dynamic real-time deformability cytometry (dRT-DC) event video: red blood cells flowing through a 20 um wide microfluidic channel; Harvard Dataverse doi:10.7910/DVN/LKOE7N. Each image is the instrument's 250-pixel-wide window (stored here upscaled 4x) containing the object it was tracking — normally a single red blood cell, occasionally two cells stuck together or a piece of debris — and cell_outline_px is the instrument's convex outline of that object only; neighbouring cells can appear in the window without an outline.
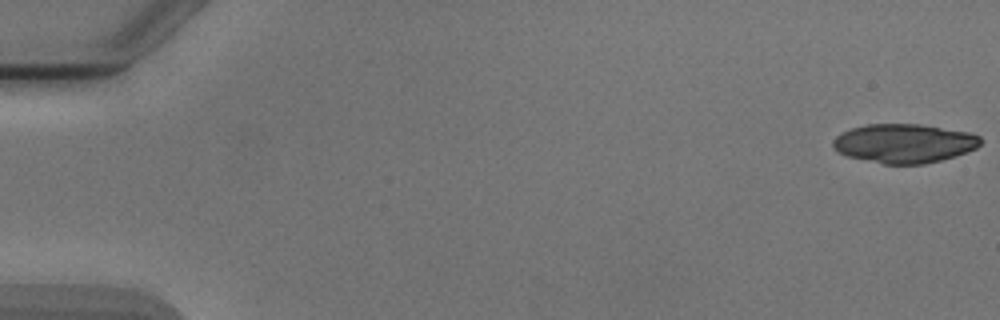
{"species": "Egyptian fruit bat (a non-hibernating species)", "species_latin": "Rousettus aegyptiacus", "temperature_condition": "cold", "stored_images_in_passage": 7, "camera_frame_rate_fps": 3000, "um_per_image_px": 0.085, "animal": {"sex": "male"}, "frame": {"image": 1, "passage_image": 1, "time_ms": 0.0, "image_size_px": [1000, 320], "cell_outline_px": [[980, 144], [976, 148], [940, 160], [924, 164], [884, 164], [848, 156], [836, 152], [832, 148], [832, 140], [836, 136], [852, 128], [868, 124], [920, 124], [968, 132], [980, 136]], "centroid_in_image_um": [76.81, 12.18], "position_along_channel_um": 8.2, "area_um2": 33.29}}
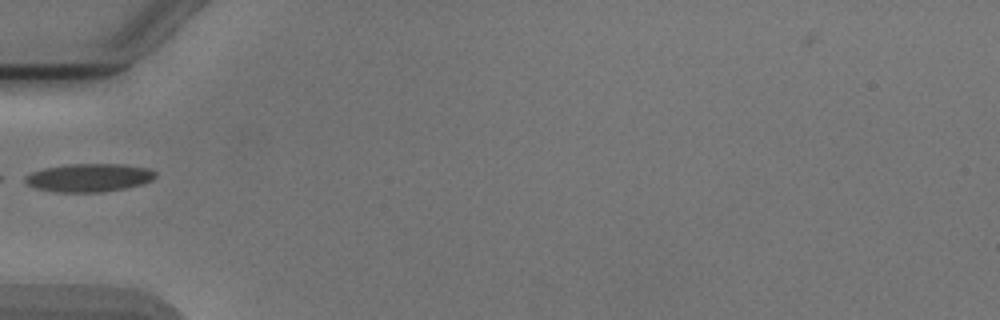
{"frame": {"image": 2, "passage_image": 6, "time_ms": 6.0, "image_size_px": [1000, 320], "cell_outline_px": [[156, 176], [152, 180], [144, 184], [124, 188], [100, 192], [52, 192], [36, 188], [28, 184], [24, 180], [24, 176], [32, 172], [44, 168], [68, 164], [124, 164], [152, 168], [156, 172]], "centroid_in_image_um": [7.6, 15.1], "position_along_channel_um": 77.4, "area_um2": 21.62}}
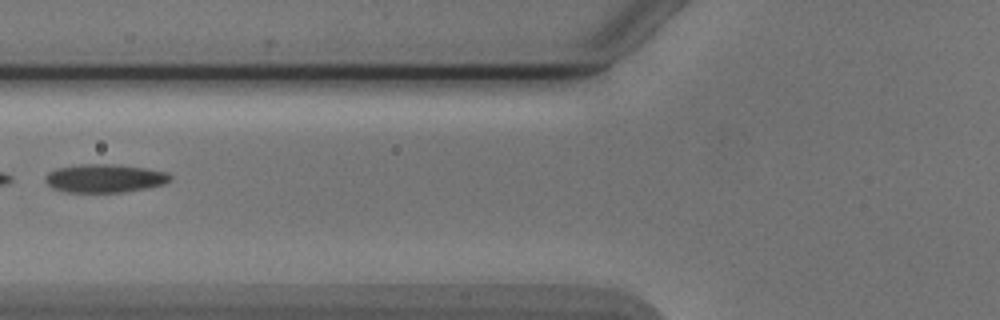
{"frame": {"image": 3, "passage_image": 7, "time_ms": 7.0, "image_size_px": [1000, 320], "cell_outline_px": [[172, 180], [164, 184], [148, 188], [124, 192], [64, 192], [52, 188], [44, 180], [44, 176], [48, 172], [56, 168], [80, 164], [112, 164], [144, 168], [168, 172], [172, 176]], "centroid_in_image_um": [8.89, 15.16], "position_along_channel_um": 116.9, "area_um2": 20.87}}